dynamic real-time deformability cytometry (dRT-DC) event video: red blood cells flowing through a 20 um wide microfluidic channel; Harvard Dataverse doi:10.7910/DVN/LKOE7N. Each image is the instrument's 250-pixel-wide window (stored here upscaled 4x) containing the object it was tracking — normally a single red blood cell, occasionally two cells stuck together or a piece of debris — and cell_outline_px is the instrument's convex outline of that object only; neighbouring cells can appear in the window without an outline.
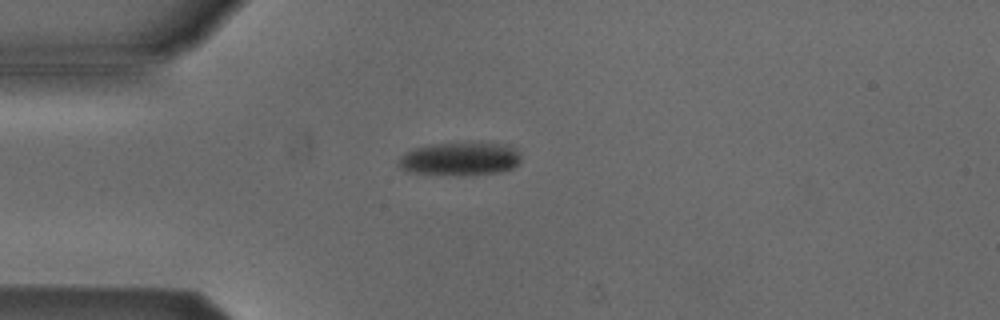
{"species": "Egyptian fruit bat (a non-hibernating species)", "species_latin": "Rousettus aegyptiacus", "temperature_condition": "cold", "stored_images_in_passage": 4, "camera_frame_rate_fps": 3000, "um_per_image_px": 0.085, "animal": {"sex": "male"}, "frame": {"image": 1, "passage_image": 4, "time_ms": 4.333, "image_size_px": [1000, 320], "cell_outline_px": [[520, 160], [512, 168], [500, 172], [472, 176], [428, 176], [408, 172], [400, 168], [396, 164], [400, 156], [404, 152], [416, 148], [432, 144], [508, 144], [516, 148], [520, 152]], "centroid_in_image_um": [39.04, 13.56], "position_along_channel_um": 46.0, "area_um2": 24.33}}